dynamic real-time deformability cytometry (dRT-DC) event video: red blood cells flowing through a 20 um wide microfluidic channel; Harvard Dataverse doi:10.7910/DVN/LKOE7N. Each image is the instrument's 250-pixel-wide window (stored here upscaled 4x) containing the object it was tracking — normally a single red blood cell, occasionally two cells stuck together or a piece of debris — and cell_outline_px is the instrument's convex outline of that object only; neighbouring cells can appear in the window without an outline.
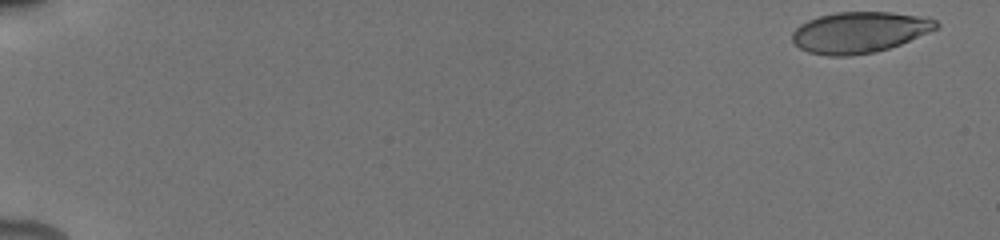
{"species": "human", "species_latin": "Homo sapiens", "temperature_condition": "cold", "stored_images_in_passage": 50, "camera_frame_rate_fps": 3000, "um_per_image_px": 0.085, "donor": {"sex": "male"}, "frame": {"image": 1, "passage_image": 1, "time_ms": 0.0, "image_size_px": [1000, 240], "cell_outline_px": [[940, 28], [900, 44], [876, 52], [848, 56], [828, 56], [808, 52], [800, 48], [792, 40], [792, 32], [800, 24], [808, 20], [820, 16], [836, 12], [892, 12], [928, 16], [936, 20], [940, 24]], "centroid_in_image_um": [73.1, 2.74], "position_along_channel_um": 11.9, "area_um2": 34.74}}
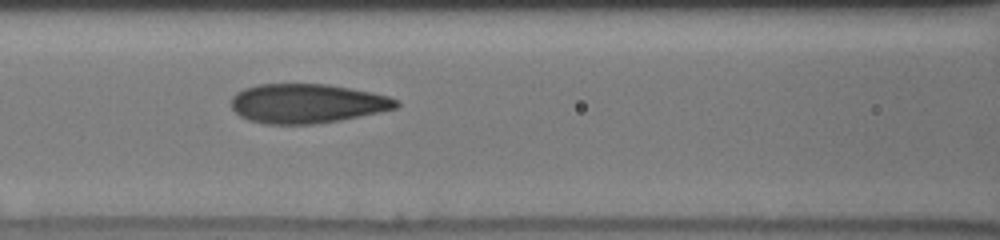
{"frame": {"image": 2, "passage_image": 29, "time_ms": 8.0, "image_size_px": [1000, 240], "cell_outline_px": [[400, 104], [396, 108], [380, 112], [340, 120], [316, 124], [268, 124], [248, 120], [240, 116], [232, 108], [232, 96], [236, 92], [244, 88], [260, 84], [328, 84], [372, 92], [388, 96], [400, 100]], "centroid_in_image_um": [26.11, 8.79], "position_along_channel_um": 140.5, "area_um2": 37.92}}
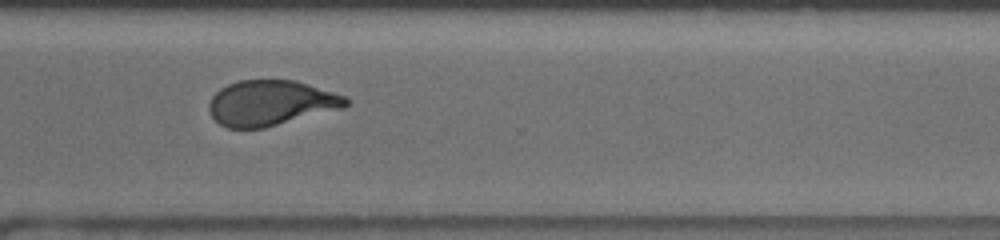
{"frame": {"image": 3, "passage_image": 49, "time_ms": 13.333, "image_size_px": [1000, 240], "cell_outline_px": [[348, 104], [340, 108], [264, 128], [228, 128], [220, 124], [212, 116], [208, 108], [208, 104], [212, 96], [220, 88], [228, 84], [240, 80], [296, 80], [344, 96], [348, 100]], "centroid_in_image_um": [22.96, 8.75], "position_along_channel_um": 347.6, "area_um2": 35.66}}